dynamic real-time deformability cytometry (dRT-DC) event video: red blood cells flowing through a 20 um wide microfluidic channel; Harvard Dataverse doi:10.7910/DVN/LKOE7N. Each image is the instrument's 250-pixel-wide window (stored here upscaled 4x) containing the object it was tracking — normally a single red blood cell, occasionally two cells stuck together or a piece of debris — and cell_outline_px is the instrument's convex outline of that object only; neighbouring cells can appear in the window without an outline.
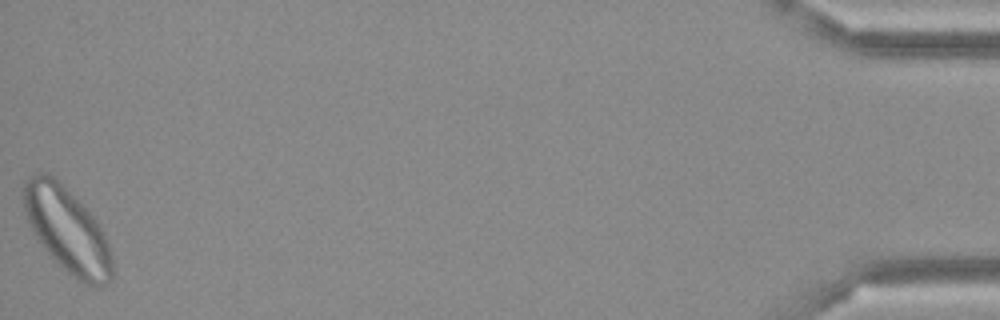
{"species": "Egyptian fruit bat (a non-hibernating species)", "species_latin": "Rousettus aegyptiacus", "temperature_condition": "cold", "stored_images_in_passage": 36, "camera_frame_rate_fps": 3000, "um_per_image_px": 0.085, "frame": {"image": 1, "passage_image": 36, "time_ms": 11.667, "image_size_px": [1000, 320], "cell_outline_px": [[112, 280], [108, 284], [92, 288], [76, 280], [36, 240], [28, 224], [24, 212], [24, 180], [28, 176], [40, 172], [44, 172], [52, 176], [100, 224], [104, 232], [112, 256]], "centroid_in_image_um": [5.71, 19.61], "position_along_channel_um": 429.5, "area_um2": 43.58}}